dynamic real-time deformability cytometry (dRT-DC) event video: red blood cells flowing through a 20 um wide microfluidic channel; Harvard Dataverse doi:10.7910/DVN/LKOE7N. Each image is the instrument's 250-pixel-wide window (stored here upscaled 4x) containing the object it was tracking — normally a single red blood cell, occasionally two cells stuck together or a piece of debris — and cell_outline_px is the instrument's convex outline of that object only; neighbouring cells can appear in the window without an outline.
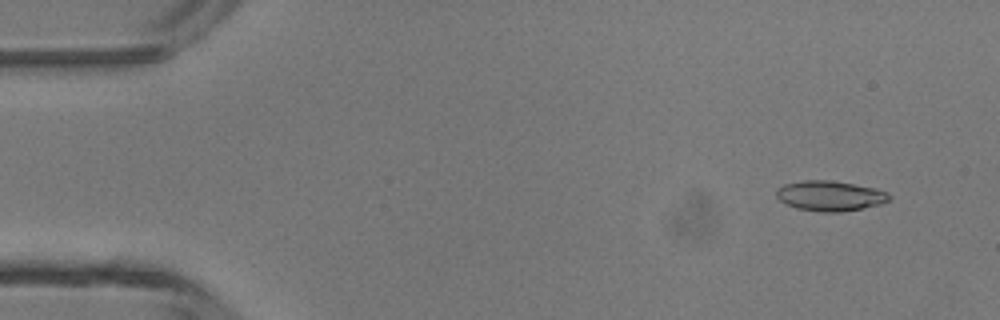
{"species": "common noctule bat (a hibernating species)", "species_latin": "Nyctalus noctula", "temperature_condition": "room temperature", "stored_images_in_passage": 14, "camera_frame_rate_fps": 3000, "um_per_image_px": 0.085, "animal": {"sex": "male", "body_mass_g": 13.3}, "frame": {"image": 1, "passage_image": 4, "time_ms": 1.0, "image_size_px": [1000, 320], "cell_outline_px": [[892, 196], [888, 200], [880, 204], [840, 212], [820, 212], [796, 208], [780, 200], [776, 196], [776, 188], [784, 184], [804, 180], [832, 180], [876, 188]], "centroid_in_image_um": [70.52, 16.64], "position_along_channel_um": 14.5, "area_um2": 19.71}}
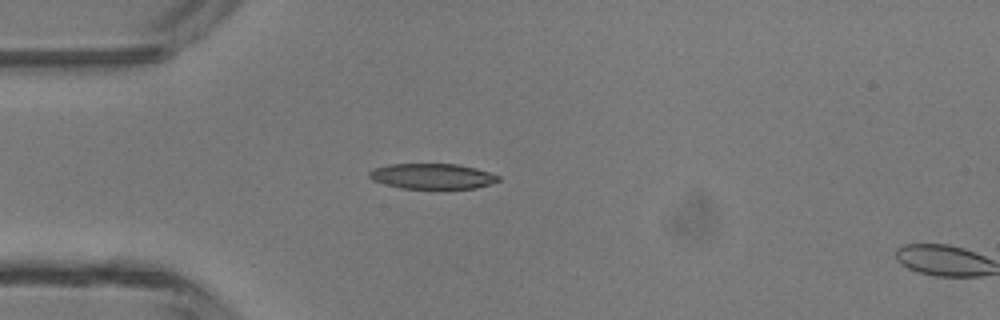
{"frame": {"image": 2, "passage_image": 13, "time_ms": 4.0, "image_size_px": [1000, 320], "cell_outline_px": [[500, 180], [476, 188], [400, 188], [384, 184], [372, 180], [368, 176], [368, 172], [372, 168], [388, 164], [456, 164], [476, 168], [500, 176]], "centroid_in_image_um": [36.69, 14.97], "position_along_channel_um": 48.3, "area_um2": 19.07}}